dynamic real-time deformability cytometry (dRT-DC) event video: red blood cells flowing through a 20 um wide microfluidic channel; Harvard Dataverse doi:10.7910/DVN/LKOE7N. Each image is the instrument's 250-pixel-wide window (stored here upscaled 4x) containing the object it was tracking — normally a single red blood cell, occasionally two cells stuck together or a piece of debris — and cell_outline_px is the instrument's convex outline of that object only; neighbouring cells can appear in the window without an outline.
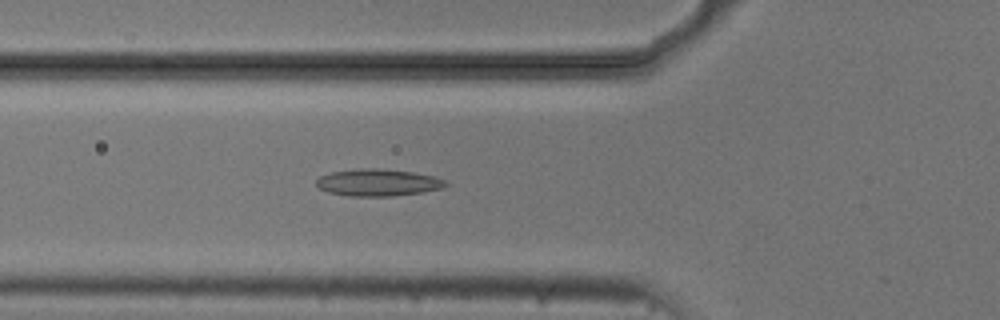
{"species": "common noctule bat (a hibernating species)", "species_latin": "Nyctalus noctula", "temperature_condition": "cold", "stored_images_in_passage": 27, "camera_frame_rate_fps": 3000, "um_per_image_px": 0.085, "animal": {"sex": "male", "body_mass_g": 20.5, "forearm_length_mm": 52.5}, "frame": {"image": 1, "passage_image": 19, "time_ms": 6.0, "image_size_px": [1000, 320], "cell_outline_px": [[448, 184], [444, 188], [420, 192], [392, 196], [348, 196], [328, 192], [320, 188], [316, 184], [316, 180], [320, 176], [332, 172], [356, 168], [380, 168], [416, 172], [436, 176], [444, 180]], "centroid_in_image_um": [32.14, 15.5], "position_along_channel_um": 93.7, "area_um2": 20.52}}
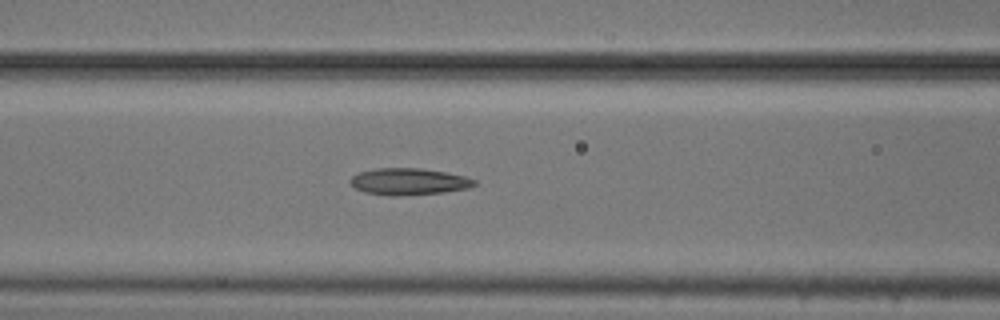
{"frame": {"image": 2, "passage_image": 22, "time_ms": 7.0, "image_size_px": [1000, 320], "cell_outline_px": [[476, 184], [468, 188], [444, 192], [396, 196], [392, 196], [364, 192], [356, 188], [348, 180], [352, 176], [360, 172], [376, 168], [420, 168], [444, 172], [464, 176], [476, 180]], "centroid_in_image_um": [34.73, 15.43], "position_along_channel_um": 131.9, "area_um2": 19.19}}
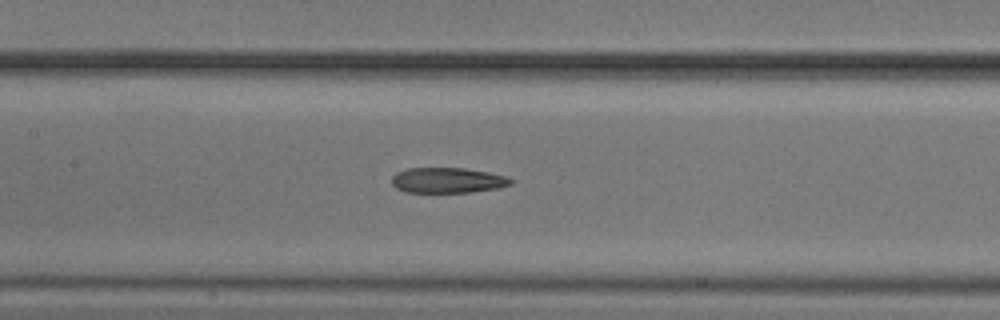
{"frame": {"image": 3, "passage_image": 25, "time_ms": 8.0, "image_size_px": [1000, 320], "cell_outline_px": [[516, 180], [512, 184], [496, 188], [468, 192], [404, 192], [396, 188], [392, 184], [392, 176], [396, 172], [408, 168], [464, 168], [488, 172], [508, 176]], "centroid_in_image_um": [38.06, 15.32], "position_along_channel_um": 169.3, "area_um2": 17.69}}